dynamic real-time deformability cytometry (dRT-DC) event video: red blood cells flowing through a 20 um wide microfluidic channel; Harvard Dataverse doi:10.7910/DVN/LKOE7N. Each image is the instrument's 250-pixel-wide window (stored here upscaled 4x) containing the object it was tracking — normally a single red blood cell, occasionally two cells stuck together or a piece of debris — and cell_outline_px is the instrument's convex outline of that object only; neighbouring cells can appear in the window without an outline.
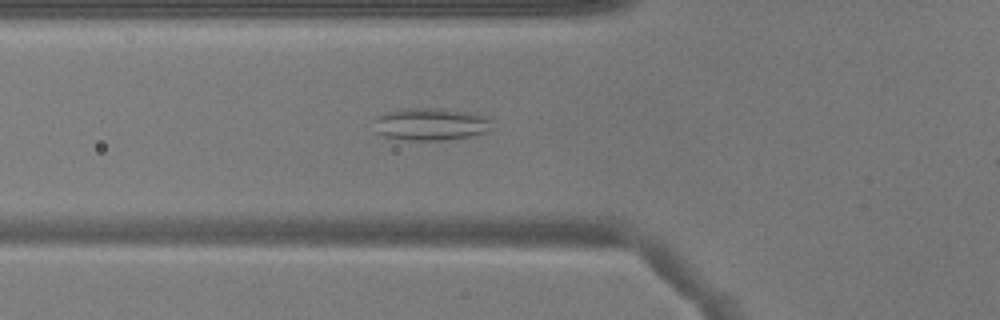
{"species": "common noctule bat (a hibernating species)", "species_latin": "Nyctalus noctula", "temperature_condition": "warm", "stored_images_in_passage": 34, "camera_frame_rate_fps": 3000, "um_per_image_px": 0.085, "animal": {"sex": "male", "body_mass_g": 17.9}, "frame": {"image": 1, "passage_image": 2, "time_ms": 0.333, "image_size_px": [1000, 320], "cell_outline_px": [[496, 120], [492, 132], [444, 140], [408, 140], [384, 136], [376, 132], [372, 120], [376, 116], [384, 112], [408, 108], [440, 108], [472, 112]], "centroid_in_image_um": [36.67, 10.54], "position_along_channel_um": 89.1, "area_um2": 22.95}}
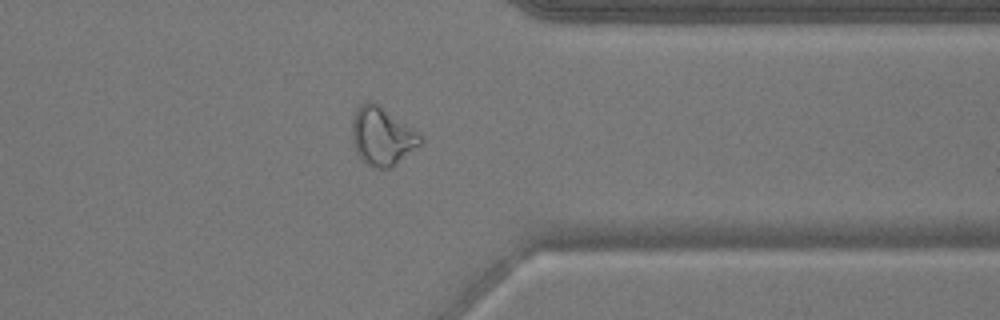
{"frame": {"image": 2, "passage_image": 24, "time_ms": 7.667, "image_size_px": [1000, 320], "cell_outline_px": [[424, 140], [420, 144], [392, 168], [372, 168], [360, 160], [356, 152], [352, 140], [352, 116], [356, 108], [360, 104], [368, 100], [380, 104], [420, 132], [424, 136]], "centroid_in_image_um": [32.48, 11.56], "position_along_channel_um": 378.9, "area_um2": 23.87}}
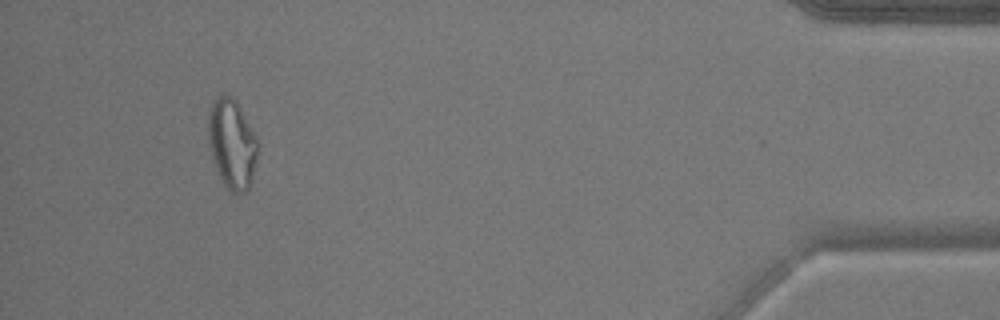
{"frame": {"image": 3, "passage_image": 31, "time_ms": 10.0, "image_size_px": [1000, 320], "cell_outline_px": [[256, 156], [252, 180], [248, 188], [244, 192], [232, 192], [220, 180], [216, 168], [208, 140], [208, 112], [216, 96], [224, 92], [232, 96], [236, 100], [256, 136]], "centroid_in_image_um": [19.69, 12.17], "position_along_channel_um": 415.5, "area_um2": 25.61}}